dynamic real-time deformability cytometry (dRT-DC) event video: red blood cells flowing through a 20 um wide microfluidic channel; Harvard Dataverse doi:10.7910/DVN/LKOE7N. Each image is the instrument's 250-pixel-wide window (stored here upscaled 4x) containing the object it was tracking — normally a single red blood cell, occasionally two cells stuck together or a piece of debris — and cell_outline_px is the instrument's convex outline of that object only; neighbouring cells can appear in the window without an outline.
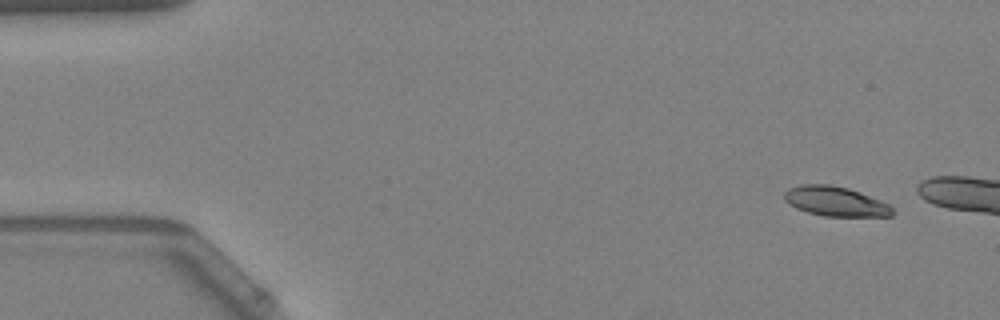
{"species": "Egyptian fruit bat (a non-hibernating species)", "species_latin": "Rousettus aegyptiacus", "temperature_condition": "warm", "stored_images_in_passage": 8, "camera_frame_rate_fps": 3000, "um_per_image_px": 0.085, "animal": {"sex": "female"}, "frame": {"image": 1, "passage_image": 1, "time_ms": 0.0, "image_size_px": [1000, 320], "cell_outline_px": [[892, 216], [824, 216], [808, 212], [796, 208], [784, 200], [784, 192], [788, 188], [800, 184], [828, 184], [848, 188], [860, 192], [880, 200], [888, 204], [892, 208]], "centroid_in_image_um": [70.98, 17.1], "position_along_channel_um": 14.0, "area_um2": 18.61}}